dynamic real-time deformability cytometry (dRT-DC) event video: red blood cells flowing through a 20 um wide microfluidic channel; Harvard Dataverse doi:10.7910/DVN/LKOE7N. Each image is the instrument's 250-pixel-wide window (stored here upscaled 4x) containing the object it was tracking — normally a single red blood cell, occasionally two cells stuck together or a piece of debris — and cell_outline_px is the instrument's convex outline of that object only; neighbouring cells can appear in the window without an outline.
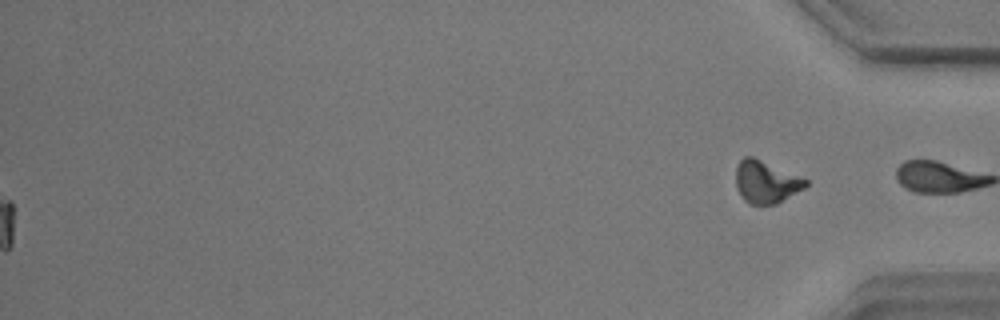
{"species": "common noctule bat (a hibernating species)", "species_latin": "Nyctalus noctula", "temperature_condition": "warm", "stored_images_in_passage": 44, "camera_frame_rate_fps": 3000, "um_per_image_px": 0.085, "animal": {"sex": "male", "body_mass_g": 17.9}, "frame": {"image": 1, "passage_image": 44, "time_ms": 14.333, "image_size_px": [1000, 320], "cell_outline_px": [[808, 184], [804, 188], [776, 204], [748, 204], [744, 200], [736, 188], [736, 168], [740, 160], [744, 156], [752, 156], [808, 180]], "centroid_in_image_um": [65.08, 15.47], "position_along_channel_um": 370.1, "area_um2": 17.05}, "authors_computed_cell_mechanics": {"area_um2": 17.918, "velocity_mm_per_s": 3.4685, "shape_relaxation_time_tau1_ms": 4.2666, "shape_relaxation_time_tau2_ms": 5.2584, "deformation_change_tau1": 0.1359, "deformation_change_tau2": 0.1066}}